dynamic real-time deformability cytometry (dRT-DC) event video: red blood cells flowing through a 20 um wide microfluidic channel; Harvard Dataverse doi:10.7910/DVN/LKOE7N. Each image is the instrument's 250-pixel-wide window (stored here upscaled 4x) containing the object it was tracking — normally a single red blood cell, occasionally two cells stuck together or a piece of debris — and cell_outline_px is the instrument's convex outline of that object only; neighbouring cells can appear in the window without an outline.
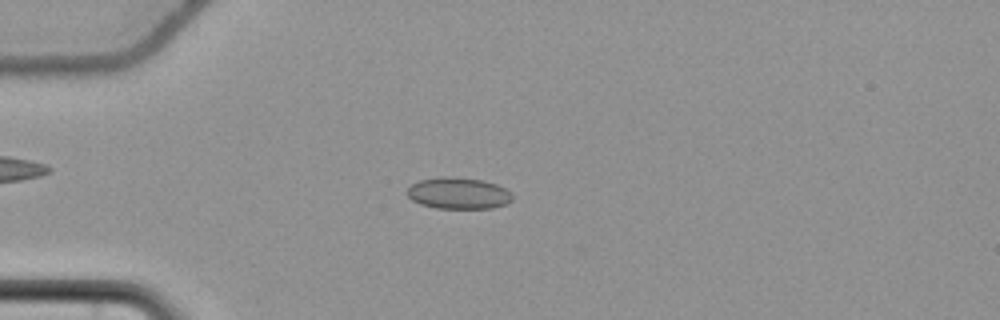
{"species": "common noctule bat (a hibernating species)", "species_latin": "Nyctalus noctula", "temperature_condition": "cold", "stored_images_in_passage": 20, "camera_frame_rate_fps": 3000, "um_per_image_px": 0.085, "animal": {"sex": "female", "body_mass_g": 22.7, "forearm_length_mm": 54.2}, "frame": {"image": 1, "passage_image": 16, "time_ms": 5.0, "image_size_px": [1000, 320], "cell_outline_px": [[512, 200], [508, 204], [492, 208], [436, 208], [420, 204], [412, 200], [408, 196], [408, 188], [412, 184], [420, 180], [444, 176], [480, 180], [496, 184], [512, 192]], "centroid_in_image_um": [38.98, 16.44], "position_along_channel_um": 46.0, "area_um2": 19.19}}